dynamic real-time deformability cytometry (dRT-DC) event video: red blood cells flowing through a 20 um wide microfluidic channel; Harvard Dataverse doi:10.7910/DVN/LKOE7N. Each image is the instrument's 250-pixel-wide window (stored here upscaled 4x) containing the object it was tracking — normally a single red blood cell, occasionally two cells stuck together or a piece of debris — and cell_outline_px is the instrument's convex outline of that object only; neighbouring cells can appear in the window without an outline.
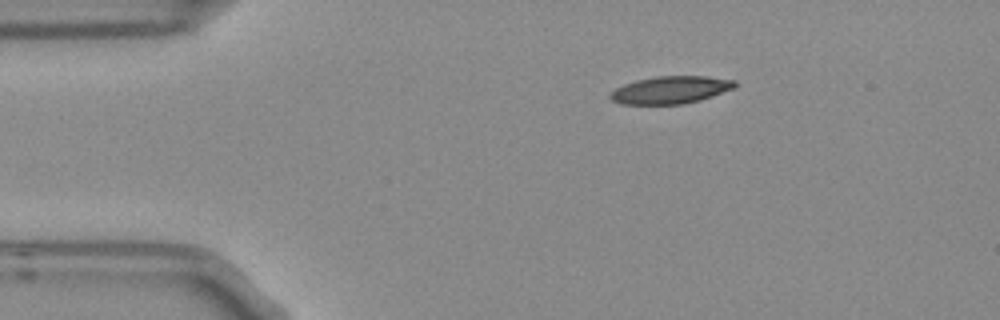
{"species": "Egyptian fruit bat (a non-hibernating species)", "species_latin": "Rousettus aegyptiacus", "temperature_condition": "room temperature", "stored_images_in_passage": 4, "camera_frame_rate_fps": 3000, "um_per_image_px": 0.085, "frame": {"image": 1, "passage_image": 4, "time_ms": 1.0, "image_size_px": [1000, 320], "cell_outline_px": [[736, 88], [700, 100], [684, 104], [620, 104], [612, 100], [608, 96], [616, 88], [624, 84], [636, 80], [656, 76], [708, 76], [736, 80]], "centroid_in_image_um": [57.03, 7.64], "position_along_channel_um": 28.0, "area_um2": 20.06}}